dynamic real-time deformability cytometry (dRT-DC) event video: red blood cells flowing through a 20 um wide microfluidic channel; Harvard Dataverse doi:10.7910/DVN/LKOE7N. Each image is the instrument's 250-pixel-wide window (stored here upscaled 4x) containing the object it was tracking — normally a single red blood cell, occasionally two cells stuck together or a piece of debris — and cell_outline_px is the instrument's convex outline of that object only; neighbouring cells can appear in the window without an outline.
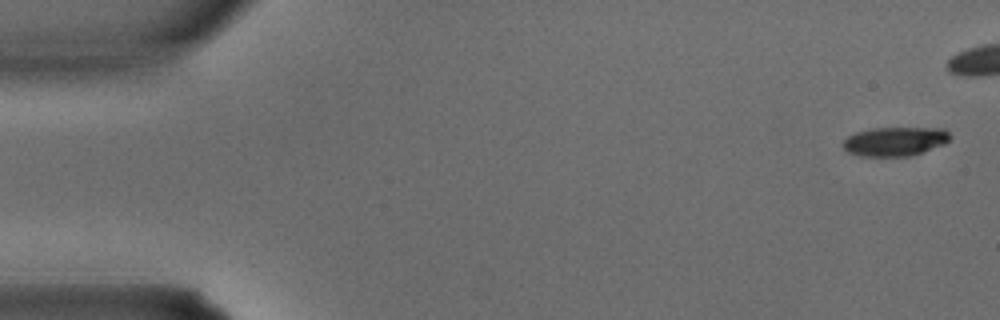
{"species": "common noctule bat (a hibernating species)", "species_latin": "Nyctalus noctula", "temperature_condition": "warm", "stored_images_in_passage": 28, "camera_frame_rate_fps": 3000, "um_per_image_px": 0.085, "animal": {"sex": "male", "body_mass_g": 15.6}, "frame": {"image": 1, "passage_image": 1, "time_ms": 0.0, "image_size_px": [1000, 320], "cell_outline_px": [[952, 136], [944, 144], [908, 156], [860, 156], [848, 152], [844, 148], [844, 140], [848, 136], [856, 132], [872, 128], [944, 128]], "centroid_in_image_um": [76.07, 12.01], "position_along_channel_um": 8.9, "area_um2": 17.92}}
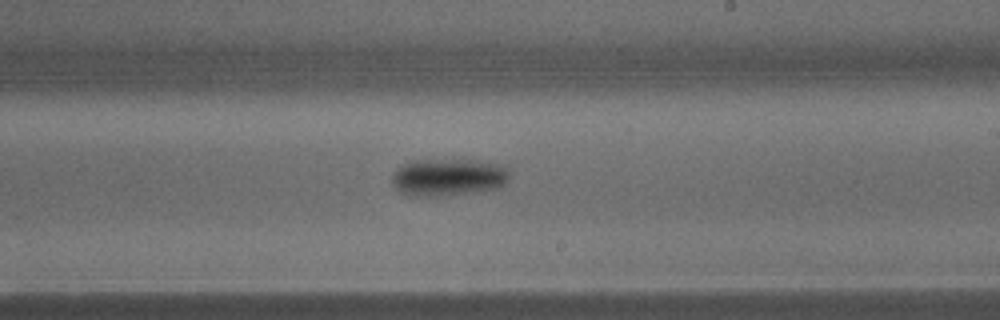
{"frame": {"image": 2, "passage_image": 20, "time_ms": 6.333, "image_size_px": [1000, 320], "cell_outline_px": [[512, 168], [508, 180], [500, 188], [432, 196], [412, 196], [400, 192], [392, 184], [392, 176], [396, 168], [412, 160], [480, 160], [508, 164]], "centroid_in_image_um": [38.18, 15.03], "position_along_channel_um": 250.8, "area_um2": 25.89}}
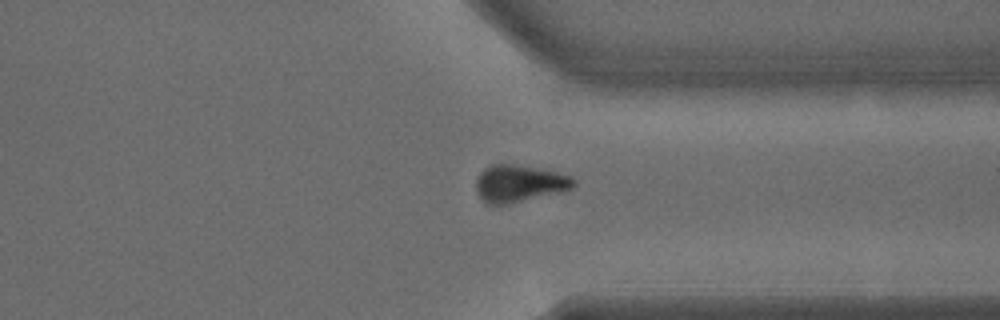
{"frame": {"image": 3, "passage_image": 26, "time_ms": 8.333, "image_size_px": [1000, 320], "cell_outline_px": [[576, 184], [572, 188], [560, 192], [508, 204], [488, 204], [480, 196], [476, 188], [476, 180], [480, 172], [484, 168], [492, 164], [512, 164], [556, 172], [572, 176], [576, 180]], "centroid_in_image_um": [44.14, 15.59], "position_along_channel_um": 367.3, "area_um2": 20.87}}